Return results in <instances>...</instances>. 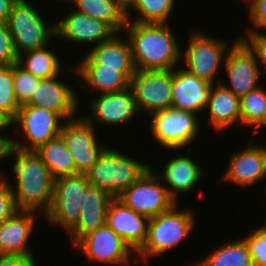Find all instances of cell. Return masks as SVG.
Returning a JSON list of instances; mask_svg holds the SVG:
<instances>
[{"label":"cell","mask_w":266,"mask_h":266,"mask_svg":"<svg viewBox=\"0 0 266 266\" xmlns=\"http://www.w3.org/2000/svg\"><path fill=\"white\" fill-rule=\"evenodd\" d=\"M167 23L127 21L128 38L136 70H169L178 67L181 49Z\"/></svg>","instance_id":"6da1fadb"},{"label":"cell","mask_w":266,"mask_h":266,"mask_svg":"<svg viewBox=\"0 0 266 266\" xmlns=\"http://www.w3.org/2000/svg\"><path fill=\"white\" fill-rule=\"evenodd\" d=\"M13 156L16 159L13 165L16 187L10 183L9 186L12 188L17 210L33 211L36 214L41 211L45 216L51 205L54 185L48 166L35 150L12 147L9 158Z\"/></svg>","instance_id":"7a4b0ae2"},{"label":"cell","mask_w":266,"mask_h":266,"mask_svg":"<svg viewBox=\"0 0 266 266\" xmlns=\"http://www.w3.org/2000/svg\"><path fill=\"white\" fill-rule=\"evenodd\" d=\"M177 205L167 212L149 218L147 238L136 256H133L135 260L139 257L147 263L153 256H160L178 246L193 232L196 223L193 212L178 209Z\"/></svg>","instance_id":"3957f363"},{"label":"cell","mask_w":266,"mask_h":266,"mask_svg":"<svg viewBox=\"0 0 266 266\" xmlns=\"http://www.w3.org/2000/svg\"><path fill=\"white\" fill-rule=\"evenodd\" d=\"M149 168V165L108 146L85 174L89 185L116 198Z\"/></svg>","instance_id":"277c9868"},{"label":"cell","mask_w":266,"mask_h":266,"mask_svg":"<svg viewBox=\"0 0 266 266\" xmlns=\"http://www.w3.org/2000/svg\"><path fill=\"white\" fill-rule=\"evenodd\" d=\"M6 23L18 55L48 47L49 41L56 36L55 23L46 24L39 11L27 0L17 1Z\"/></svg>","instance_id":"5b68a950"},{"label":"cell","mask_w":266,"mask_h":266,"mask_svg":"<svg viewBox=\"0 0 266 266\" xmlns=\"http://www.w3.org/2000/svg\"><path fill=\"white\" fill-rule=\"evenodd\" d=\"M161 182L151 167L116 198L138 214L156 217L178 204Z\"/></svg>","instance_id":"8992f818"},{"label":"cell","mask_w":266,"mask_h":266,"mask_svg":"<svg viewBox=\"0 0 266 266\" xmlns=\"http://www.w3.org/2000/svg\"><path fill=\"white\" fill-rule=\"evenodd\" d=\"M151 135L166 149H185L197 138L200 131L198 115L174 108L151 113Z\"/></svg>","instance_id":"52a82bcc"},{"label":"cell","mask_w":266,"mask_h":266,"mask_svg":"<svg viewBox=\"0 0 266 266\" xmlns=\"http://www.w3.org/2000/svg\"><path fill=\"white\" fill-rule=\"evenodd\" d=\"M227 41L213 38L203 32H192L188 40L187 50L181 53L187 72L215 84L220 65L224 64L230 50ZM184 53V54H183ZM184 55V57L182 56ZM222 62V64H221Z\"/></svg>","instance_id":"ba28073f"},{"label":"cell","mask_w":266,"mask_h":266,"mask_svg":"<svg viewBox=\"0 0 266 266\" xmlns=\"http://www.w3.org/2000/svg\"><path fill=\"white\" fill-rule=\"evenodd\" d=\"M63 120L54 112L42 107L23 104L19 107L11 126H16L19 132L24 134L26 141L11 139L12 147L21 150H36L60 135ZM27 142V143H26Z\"/></svg>","instance_id":"9c48e42d"},{"label":"cell","mask_w":266,"mask_h":266,"mask_svg":"<svg viewBox=\"0 0 266 266\" xmlns=\"http://www.w3.org/2000/svg\"><path fill=\"white\" fill-rule=\"evenodd\" d=\"M88 185L86 174L79 173L55 179L51 205L44 216L49 223L60 226L68 233L78 221L80 200Z\"/></svg>","instance_id":"30bf717a"},{"label":"cell","mask_w":266,"mask_h":266,"mask_svg":"<svg viewBox=\"0 0 266 266\" xmlns=\"http://www.w3.org/2000/svg\"><path fill=\"white\" fill-rule=\"evenodd\" d=\"M136 107L151 113L172 108V69L136 70L130 79Z\"/></svg>","instance_id":"8fae6325"},{"label":"cell","mask_w":266,"mask_h":266,"mask_svg":"<svg viewBox=\"0 0 266 266\" xmlns=\"http://www.w3.org/2000/svg\"><path fill=\"white\" fill-rule=\"evenodd\" d=\"M95 129L83 116L62 123L60 135L80 174H85L107 148L97 140Z\"/></svg>","instance_id":"7c38bea8"},{"label":"cell","mask_w":266,"mask_h":266,"mask_svg":"<svg viewBox=\"0 0 266 266\" xmlns=\"http://www.w3.org/2000/svg\"><path fill=\"white\" fill-rule=\"evenodd\" d=\"M76 251L84 252L90 262L105 265H127L135 253L124 240L107 224L82 237L74 246Z\"/></svg>","instance_id":"4fadbf2b"},{"label":"cell","mask_w":266,"mask_h":266,"mask_svg":"<svg viewBox=\"0 0 266 266\" xmlns=\"http://www.w3.org/2000/svg\"><path fill=\"white\" fill-rule=\"evenodd\" d=\"M234 41L233 45L229 46L230 50L224 61L230 85L221 84L241 98L259 87V78L262 73L266 74V70L262 72L258 68L254 53L240 38Z\"/></svg>","instance_id":"5bb4252c"},{"label":"cell","mask_w":266,"mask_h":266,"mask_svg":"<svg viewBox=\"0 0 266 266\" xmlns=\"http://www.w3.org/2000/svg\"><path fill=\"white\" fill-rule=\"evenodd\" d=\"M68 83L61 82L59 75L40 79L28 105L45 108L56 113L62 120L68 121L76 118L79 106L77 93L74 87Z\"/></svg>","instance_id":"9a60e30c"},{"label":"cell","mask_w":266,"mask_h":266,"mask_svg":"<svg viewBox=\"0 0 266 266\" xmlns=\"http://www.w3.org/2000/svg\"><path fill=\"white\" fill-rule=\"evenodd\" d=\"M99 98L92 99L90 103L89 116H83L89 123L94 126L100 125L127 124L135 114H139L132 89L99 94ZM92 114V115H91Z\"/></svg>","instance_id":"2e32d148"},{"label":"cell","mask_w":266,"mask_h":266,"mask_svg":"<svg viewBox=\"0 0 266 266\" xmlns=\"http://www.w3.org/2000/svg\"><path fill=\"white\" fill-rule=\"evenodd\" d=\"M253 139L248 146L236 153L233 152L229 160L228 168L221 180L225 183L233 182L239 187H251L266 178V144L254 145Z\"/></svg>","instance_id":"e0dca14e"},{"label":"cell","mask_w":266,"mask_h":266,"mask_svg":"<svg viewBox=\"0 0 266 266\" xmlns=\"http://www.w3.org/2000/svg\"><path fill=\"white\" fill-rule=\"evenodd\" d=\"M212 84L197 77L182 66L172 69V108L190 113L203 112Z\"/></svg>","instance_id":"ac0fdd59"},{"label":"cell","mask_w":266,"mask_h":266,"mask_svg":"<svg viewBox=\"0 0 266 266\" xmlns=\"http://www.w3.org/2000/svg\"><path fill=\"white\" fill-rule=\"evenodd\" d=\"M55 31V38L66 39L72 43H93V46L109 40L116 33L103 21L91 18L74 9L61 21L55 23Z\"/></svg>","instance_id":"d6986e66"},{"label":"cell","mask_w":266,"mask_h":266,"mask_svg":"<svg viewBox=\"0 0 266 266\" xmlns=\"http://www.w3.org/2000/svg\"><path fill=\"white\" fill-rule=\"evenodd\" d=\"M149 218L136 213L117 198L107 208L106 224L114 230L136 254L147 238Z\"/></svg>","instance_id":"ffe728a7"},{"label":"cell","mask_w":266,"mask_h":266,"mask_svg":"<svg viewBox=\"0 0 266 266\" xmlns=\"http://www.w3.org/2000/svg\"><path fill=\"white\" fill-rule=\"evenodd\" d=\"M113 197L105 190L88 185L80 200L76 225L68 232L74 246L82 237L106 224V213Z\"/></svg>","instance_id":"44dd1931"},{"label":"cell","mask_w":266,"mask_h":266,"mask_svg":"<svg viewBox=\"0 0 266 266\" xmlns=\"http://www.w3.org/2000/svg\"><path fill=\"white\" fill-rule=\"evenodd\" d=\"M115 33L109 40L94 46L84 54L80 64H101V68H120L129 79L136 72L128 38Z\"/></svg>","instance_id":"7402d4cb"},{"label":"cell","mask_w":266,"mask_h":266,"mask_svg":"<svg viewBox=\"0 0 266 266\" xmlns=\"http://www.w3.org/2000/svg\"><path fill=\"white\" fill-rule=\"evenodd\" d=\"M35 213L18 210L0 224V255L33 254L27 243L34 230Z\"/></svg>","instance_id":"603a6c76"},{"label":"cell","mask_w":266,"mask_h":266,"mask_svg":"<svg viewBox=\"0 0 266 266\" xmlns=\"http://www.w3.org/2000/svg\"><path fill=\"white\" fill-rule=\"evenodd\" d=\"M177 155L167 161L163 172H155L164 182L163 184L168 189L170 195L179 202L177 199L179 195L177 194L191 191L195 184L204 176V172L203 168L190 157Z\"/></svg>","instance_id":"cb8c5ba5"},{"label":"cell","mask_w":266,"mask_h":266,"mask_svg":"<svg viewBox=\"0 0 266 266\" xmlns=\"http://www.w3.org/2000/svg\"><path fill=\"white\" fill-rule=\"evenodd\" d=\"M216 84H212L206 109H209L210 125L216 131L222 132L234 124L237 125L236 123L240 124V98L221 83Z\"/></svg>","instance_id":"d4e9b609"},{"label":"cell","mask_w":266,"mask_h":266,"mask_svg":"<svg viewBox=\"0 0 266 266\" xmlns=\"http://www.w3.org/2000/svg\"><path fill=\"white\" fill-rule=\"evenodd\" d=\"M88 87V92L99 94L118 92L130 87V79L120 71V68H101V64H77L70 68Z\"/></svg>","instance_id":"484cf974"},{"label":"cell","mask_w":266,"mask_h":266,"mask_svg":"<svg viewBox=\"0 0 266 266\" xmlns=\"http://www.w3.org/2000/svg\"><path fill=\"white\" fill-rule=\"evenodd\" d=\"M35 151L48 166L54 180L64 176L79 174L76 170L74 159L61 135L49 140Z\"/></svg>","instance_id":"4316f807"},{"label":"cell","mask_w":266,"mask_h":266,"mask_svg":"<svg viewBox=\"0 0 266 266\" xmlns=\"http://www.w3.org/2000/svg\"><path fill=\"white\" fill-rule=\"evenodd\" d=\"M74 10L101 20L116 33L123 32L127 24V15L113 0H73Z\"/></svg>","instance_id":"83f0119b"},{"label":"cell","mask_w":266,"mask_h":266,"mask_svg":"<svg viewBox=\"0 0 266 266\" xmlns=\"http://www.w3.org/2000/svg\"><path fill=\"white\" fill-rule=\"evenodd\" d=\"M59 57L51 50H28L18 55L17 64L40 79H48L59 75L62 71Z\"/></svg>","instance_id":"f1b7e54d"},{"label":"cell","mask_w":266,"mask_h":266,"mask_svg":"<svg viewBox=\"0 0 266 266\" xmlns=\"http://www.w3.org/2000/svg\"><path fill=\"white\" fill-rule=\"evenodd\" d=\"M193 266H254L250 249L244 238L222 244L205 259Z\"/></svg>","instance_id":"f546056e"},{"label":"cell","mask_w":266,"mask_h":266,"mask_svg":"<svg viewBox=\"0 0 266 266\" xmlns=\"http://www.w3.org/2000/svg\"><path fill=\"white\" fill-rule=\"evenodd\" d=\"M174 4V0H137L135 6L126 14L127 21L168 24ZM133 11L136 18L131 17Z\"/></svg>","instance_id":"4dcf8cb0"},{"label":"cell","mask_w":266,"mask_h":266,"mask_svg":"<svg viewBox=\"0 0 266 266\" xmlns=\"http://www.w3.org/2000/svg\"><path fill=\"white\" fill-rule=\"evenodd\" d=\"M266 115V90L261 86L240 98L241 124L251 128L253 132Z\"/></svg>","instance_id":"1f68e13d"},{"label":"cell","mask_w":266,"mask_h":266,"mask_svg":"<svg viewBox=\"0 0 266 266\" xmlns=\"http://www.w3.org/2000/svg\"><path fill=\"white\" fill-rule=\"evenodd\" d=\"M19 107L14 95L13 65L0 66V112L12 122Z\"/></svg>","instance_id":"d6a6232c"},{"label":"cell","mask_w":266,"mask_h":266,"mask_svg":"<svg viewBox=\"0 0 266 266\" xmlns=\"http://www.w3.org/2000/svg\"><path fill=\"white\" fill-rule=\"evenodd\" d=\"M40 78L21 68L17 63L13 65V88L14 95L21 106L26 104L34 93Z\"/></svg>","instance_id":"836d02e7"},{"label":"cell","mask_w":266,"mask_h":266,"mask_svg":"<svg viewBox=\"0 0 266 266\" xmlns=\"http://www.w3.org/2000/svg\"><path fill=\"white\" fill-rule=\"evenodd\" d=\"M261 227L244 238L250 249L254 266H266V226Z\"/></svg>","instance_id":"e575fe53"},{"label":"cell","mask_w":266,"mask_h":266,"mask_svg":"<svg viewBox=\"0 0 266 266\" xmlns=\"http://www.w3.org/2000/svg\"><path fill=\"white\" fill-rule=\"evenodd\" d=\"M13 38L6 22H0V66H12L17 63Z\"/></svg>","instance_id":"d590c367"},{"label":"cell","mask_w":266,"mask_h":266,"mask_svg":"<svg viewBox=\"0 0 266 266\" xmlns=\"http://www.w3.org/2000/svg\"><path fill=\"white\" fill-rule=\"evenodd\" d=\"M9 182L7 176H0V224L18 211Z\"/></svg>","instance_id":"8d00e7d4"},{"label":"cell","mask_w":266,"mask_h":266,"mask_svg":"<svg viewBox=\"0 0 266 266\" xmlns=\"http://www.w3.org/2000/svg\"><path fill=\"white\" fill-rule=\"evenodd\" d=\"M247 36L239 37L254 53L257 63H262L266 68V33L247 32Z\"/></svg>","instance_id":"74e56055"},{"label":"cell","mask_w":266,"mask_h":266,"mask_svg":"<svg viewBox=\"0 0 266 266\" xmlns=\"http://www.w3.org/2000/svg\"><path fill=\"white\" fill-rule=\"evenodd\" d=\"M249 4V19L252 20L255 30L247 28V32H257L266 29V0H244ZM257 29V30H256Z\"/></svg>","instance_id":"f35d334b"},{"label":"cell","mask_w":266,"mask_h":266,"mask_svg":"<svg viewBox=\"0 0 266 266\" xmlns=\"http://www.w3.org/2000/svg\"><path fill=\"white\" fill-rule=\"evenodd\" d=\"M33 254L29 255H0V266H36Z\"/></svg>","instance_id":"ab89813d"},{"label":"cell","mask_w":266,"mask_h":266,"mask_svg":"<svg viewBox=\"0 0 266 266\" xmlns=\"http://www.w3.org/2000/svg\"><path fill=\"white\" fill-rule=\"evenodd\" d=\"M18 0H0V22H7L13 6Z\"/></svg>","instance_id":"60d3db41"},{"label":"cell","mask_w":266,"mask_h":266,"mask_svg":"<svg viewBox=\"0 0 266 266\" xmlns=\"http://www.w3.org/2000/svg\"><path fill=\"white\" fill-rule=\"evenodd\" d=\"M2 130H0L1 132ZM12 137L9 136L5 137L4 135L0 134V160L9 158V153L12 148Z\"/></svg>","instance_id":"b9f144b4"},{"label":"cell","mask_w":266,"mask_h":266,"mask_svg":"<svg viewBox=\"0 0 266 266\" xmlns=\"http://www.w3.org/2000/svg\"><path fill=\"white\" fill-rule=\"evenodd\" d=\"M122 11L127 14L134 6L137 0H113Z\"/></svg>","instance_id":"7bdbcfd3"},{"label":"cell","mask_w":266,"mask_h":266,"mask_svg":"<svg viewBox=\"0 0 266 266\" xmlns=\"http://www.w3.org/2000/svg\"><path fill=\"white\" fill-rule=\"evenodd\" d=\"M11 122L0 112V130L11 128Z\"/></svg>","instance_id":"ee69618b"},{"label":"cell","mask_w":266,"mask_h":266,"mask_svg":"<svg viewBox=\"0 0 266 266\" xmlns=\"http://www.w3.org/2000/svg\"><path fill=\"white\" fill-rule=\"evenodd\" d=\"M260 126L262 127V126H264V127H266V115H265V118L263 119V121H262V123L252 132V137L255 135L256 136V134H257V132H259V128H260Z\"/></svg>","instance_id":"f6af8a7d"}]
</instances>
